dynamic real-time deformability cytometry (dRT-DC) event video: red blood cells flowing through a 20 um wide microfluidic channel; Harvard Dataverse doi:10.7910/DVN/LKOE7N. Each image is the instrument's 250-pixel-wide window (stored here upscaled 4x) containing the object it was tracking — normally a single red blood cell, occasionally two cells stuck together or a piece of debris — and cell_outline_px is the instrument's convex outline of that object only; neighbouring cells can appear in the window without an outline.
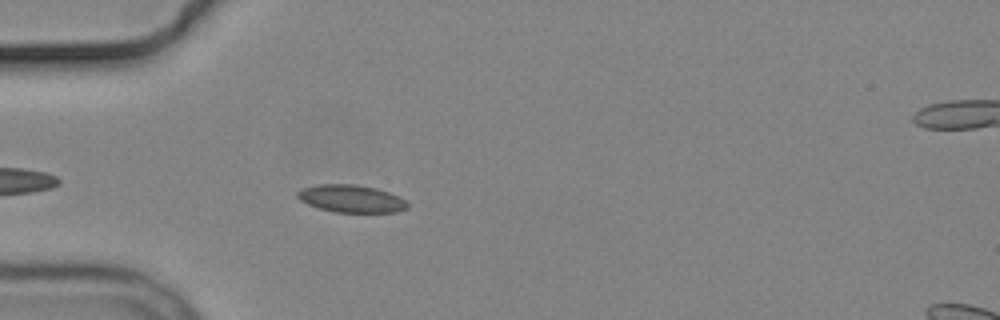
{"species": "common noctule bat (a hibernating species)", "species_latin": "Nyctalus noctula", "temperature_condition": "cold", "stored_images_in_passage": 5, "camera_frame_rate_fps": 3000, "um_per_image_px": 0.085, "animal": {"sex": "male", "body_mass_g": 19.2, "forearm_length_mm": 51.8}, "frame": {"image": 1, "passage_image": 5, "time_ms": 4.667, "image_size_px": [1000, 320], "cell_outline_px": [[408, 208], [396, 212], [336, 212], [320, 208], [308, 204], [300, 200], [296, 196], [296, 192], [304, 188], [316, 184], [356, 184], [376, 188], [388, 192], [404, 200], [408, 204]], "centroid_in_image_um": [29.83, 16.88], "position_along_channel_um": 55.2, "area_um2": 17.51}}